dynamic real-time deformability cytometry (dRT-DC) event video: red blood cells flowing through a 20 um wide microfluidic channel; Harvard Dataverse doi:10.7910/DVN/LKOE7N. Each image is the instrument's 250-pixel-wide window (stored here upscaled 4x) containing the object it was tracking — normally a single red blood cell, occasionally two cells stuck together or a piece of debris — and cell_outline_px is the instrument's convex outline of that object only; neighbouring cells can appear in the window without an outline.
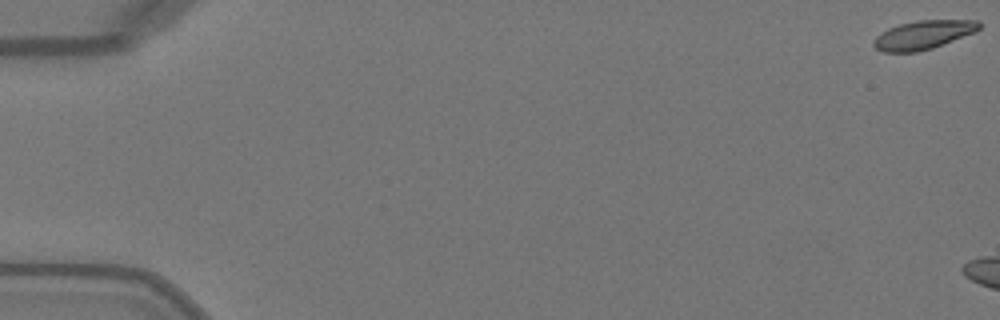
{"species": "Egyptian fruit bat (a non-hibernating species)", "species_latin": "Rousettus aegyptiacus", "temperature_condition": "warm", "stored_images_in_passage": 6, "camera_frame_rate_fps": 3000, "um_per_image_px": 0.085, "animal": {"sex": "female"}, "frame": {"image": 1, "passage_image": 1, "time_ms": 0.0, "image_size_px": [1000, 320], "cell_outline_px": [[984, 24], [976, 32], [932, 48], [916, 52], [884, 52], [876, 48], [872, 44], [876, 36], [880, 32], [888, 28], [900, 24], [916, 20], [980, 20]], "centroid_in_image_um": [78.51, 2.95], "position_along_channel_um": 6.5, "area_um2": 17.8}}